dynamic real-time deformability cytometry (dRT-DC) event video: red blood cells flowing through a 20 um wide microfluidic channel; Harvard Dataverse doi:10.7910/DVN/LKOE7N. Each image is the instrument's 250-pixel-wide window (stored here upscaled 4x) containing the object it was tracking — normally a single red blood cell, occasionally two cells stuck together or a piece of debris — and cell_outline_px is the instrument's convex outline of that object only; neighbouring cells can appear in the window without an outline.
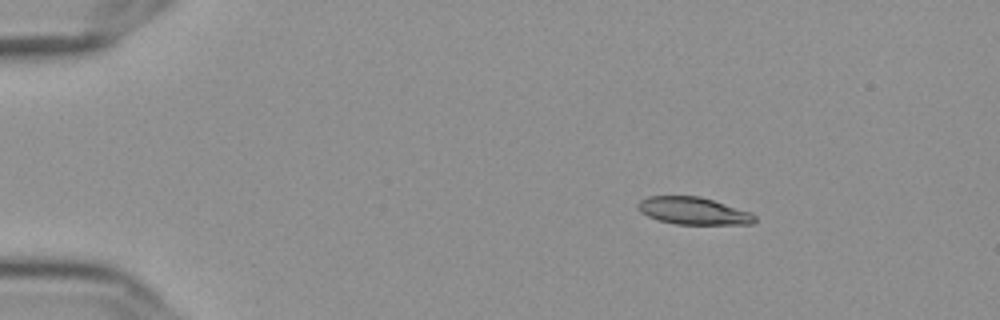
{"species": "Egyptian fruit bat (a non-hibernating species)", "species_latin": "Rousettus aegyptiacus", "temperature_condition": "cold", "stored_images_in_passage": 39, "camera_frame_rate_fps": 3000, "um_per_image_px": 0.085, "frame": {"image": 1, "passage_image": 1, "time_ms": 0.0, "image_size_px": [1000, 320], "cell_outline_px": [[756, 220], [752, 224], [676, 224], [660, 220], [648, 216], [640, 212], [636, 208], [636, 204], [640, 200], [648, 196], [700, 196], [752, 212], [756, 216]], "centroid_in_image_um": [58.93, 17.92], "position_along_channel_um": 26.1, "area_um2": 18.67}}
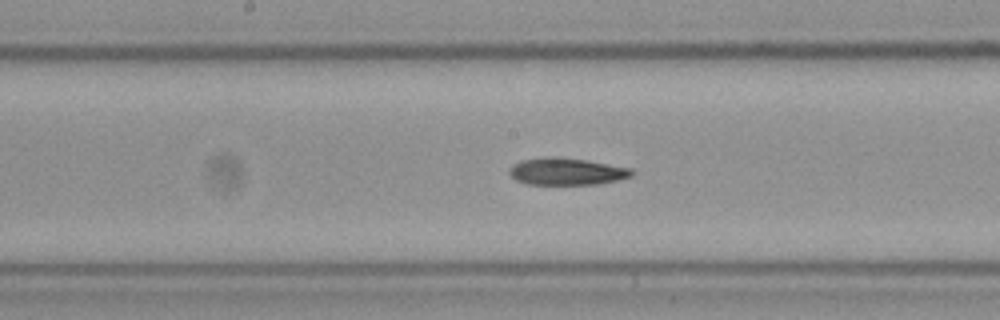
{"frame": {"image": 2, "passage_image": 22, "time_ms": 7.0, "image_size_px": [1000, 320], "cell_outline_px": [[632, 176], [616, 180], [596, 184], [528, 184], [516, 180], [508, 172], [520, 160], [544, 156], [556, 156], [584, 160], [632, 168]], "centroid_in_image_um": [48.15, 14.56], "position_along_channel_um": 200.1, "area_um2": 19.07}}
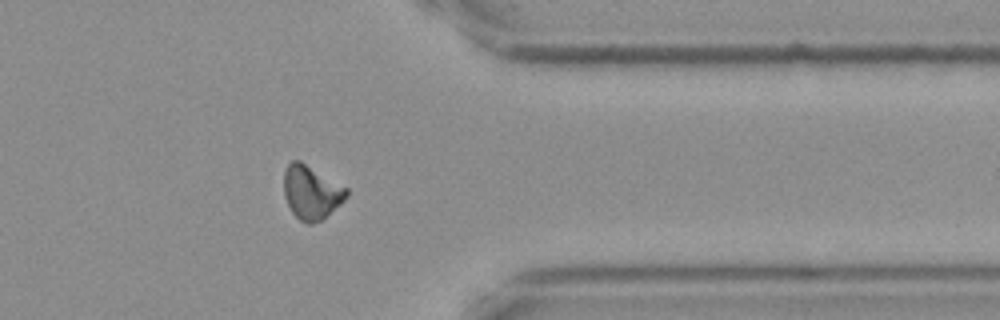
{"frame": {"image": 3, "passage_image": 38, "time_ms": 12.333, "image_size_px": [1000, 320], "cell_outline_px": [[348, 196], [340, 204], [320, 220], [312, 224], [308, 224], [300, 220], [292, 212], [284, 196], [284, 172], [288, 164], [292, 160], [300, 160], [348, 188]], "centroid_in_image_um": [26.46, 16.33], "position_along_channel_um": 384.9, "area_um2": 19.48}}